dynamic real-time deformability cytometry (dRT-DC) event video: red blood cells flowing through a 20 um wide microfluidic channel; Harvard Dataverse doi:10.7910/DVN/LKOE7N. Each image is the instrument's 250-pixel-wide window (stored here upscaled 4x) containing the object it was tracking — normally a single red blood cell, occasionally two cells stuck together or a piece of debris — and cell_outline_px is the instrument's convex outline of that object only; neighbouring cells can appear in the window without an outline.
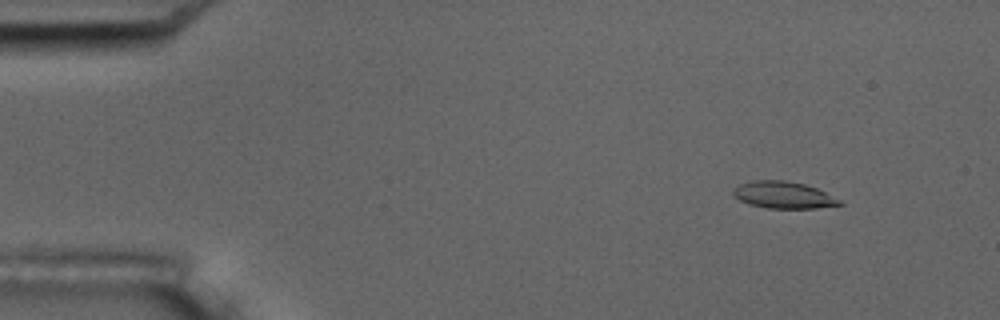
{"species": "common noctule bat (a hibernating species)", "species_latin": "Nyctalus noctula", "temperature_condition": "room temperature", "stored_images_in_passage": 57, "camera_frame_rate_fps": 3000, "um_per_image_px": 0.085, "animal": {"sex": "male", "body_mass_g": 17.5, "forearm_length_mm": 52.3}, "frame": {"image": 1, "passage_image": 6, "time_ms": 1.667, "image_size_px": [1000, 320], "cell_outline_px": [[844, 204], [816, 208], [768, 208], [748, 204], [732, 196], [732, 188], [740, 184], [752, 180], [784, 180], [804, 184], [816, 188], [840, 200]], "centroid_in_image_um": [66.53, 16.57], "position_along_channel_um": 18.5, "area_um2": 16.65}}
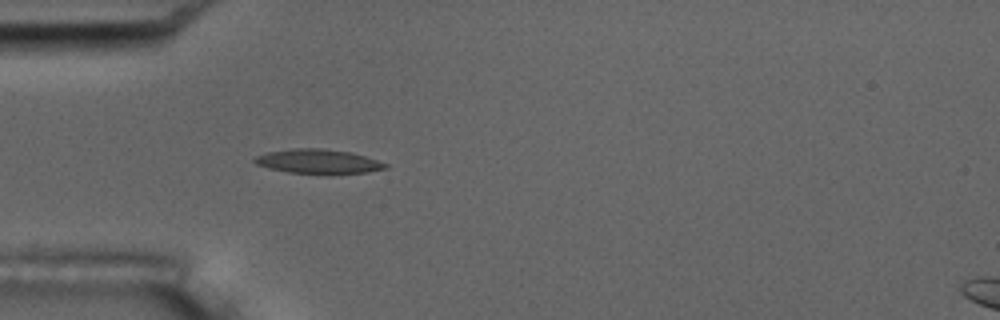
{"frame": {"image": 2, "passage_image": 17, "time_ms": 5.333, "image_size_px": [1000, 320], "cell_outline_px": [[388, 168], [368, 172], [288, 172], [268, 168], [256, 164], [252, 160], [256, 156], [268, 152], [296, 148], [320, 148], [352, 152], [388, 164]], "centroid_in_image_um": [27.02, 13.69], "position_along_channel_um": 58.0, "area_um2": 17.92}}
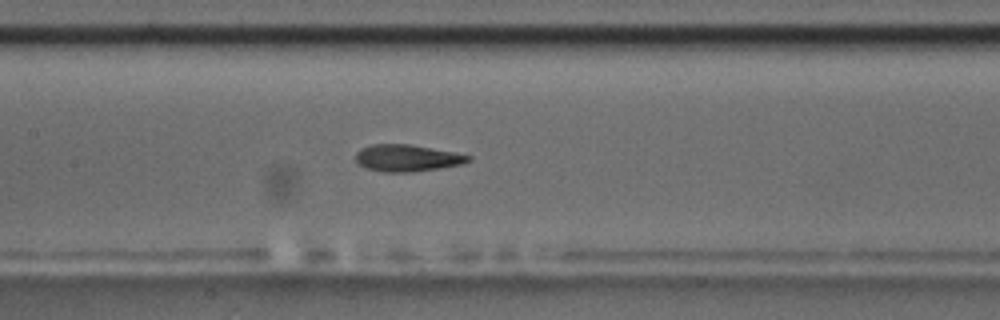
{"frame": {"image": 3, "passage_image": 27, "time_ms": 8.667, "image_size_px": [1000, 320], "cell_outline_px": [[472, 160], [464, 164], [440, 168], [412, 172], [384, 172], [364, 168], [356, 160], [356, 152], [360, 148], [372, 144], [408, 144], [452, 152], [472, 156]], "centroid_in_image_um": [34.6, 13.44], "position_along_channel_um": 172.8, "area_um2": 17.63}, "authors_computed_cell_mechanics": {"area_um2": 17.629, "velocity_mm_per_s": 3.5673, "shape_relaxation_time_tau1_ms": 6.2023, "shape_relaxation_time_tau2_ms": 2.2435, "deformation_change_tau1": 0.2004, "deformation_change_tau2": 0.0789}}